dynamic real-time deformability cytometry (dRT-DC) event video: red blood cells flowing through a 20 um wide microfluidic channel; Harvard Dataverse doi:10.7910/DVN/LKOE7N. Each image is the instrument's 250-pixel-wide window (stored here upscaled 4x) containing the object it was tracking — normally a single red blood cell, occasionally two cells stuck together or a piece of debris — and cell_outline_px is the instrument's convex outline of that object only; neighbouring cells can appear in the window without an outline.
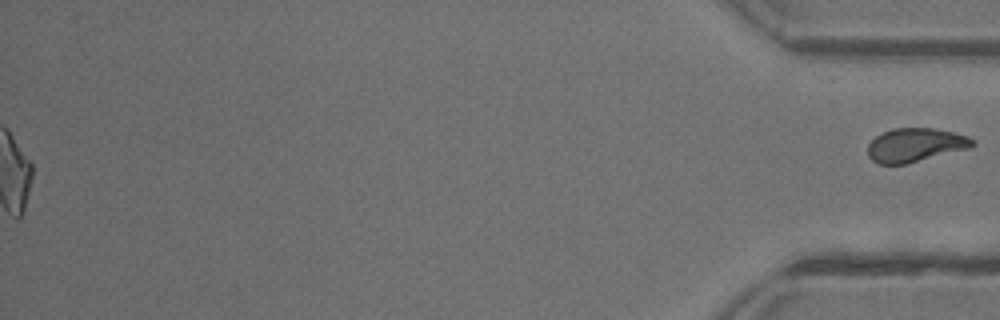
{"species": "common noctule bat (a hibernating species)", "species_latin": "Nyctalus noctula", "temperature_condition": "warm", "stored_images_in_passage": 41, "segment_of_instrument_passage": [2, 2], "camera_frame_rate_fps": 3000, "um_per_image_px": 0.085, "animal": {"sex": "female"}, "frame": {"image": 1, "passage_image": 41, "time_ms": 13.333, "image_size_px": [1000, 320], "cell_outline_px": [[976, 144], [972, 148], [904, 164], [876, 164], [868, 156], [868, 144], [876, 136], [892, 128], [936, 128], [968, 136]], "centroid_in_image_um": [77.81, 12.33], "position_along_channel_um": 357.4, "area_um2": 20.63}}